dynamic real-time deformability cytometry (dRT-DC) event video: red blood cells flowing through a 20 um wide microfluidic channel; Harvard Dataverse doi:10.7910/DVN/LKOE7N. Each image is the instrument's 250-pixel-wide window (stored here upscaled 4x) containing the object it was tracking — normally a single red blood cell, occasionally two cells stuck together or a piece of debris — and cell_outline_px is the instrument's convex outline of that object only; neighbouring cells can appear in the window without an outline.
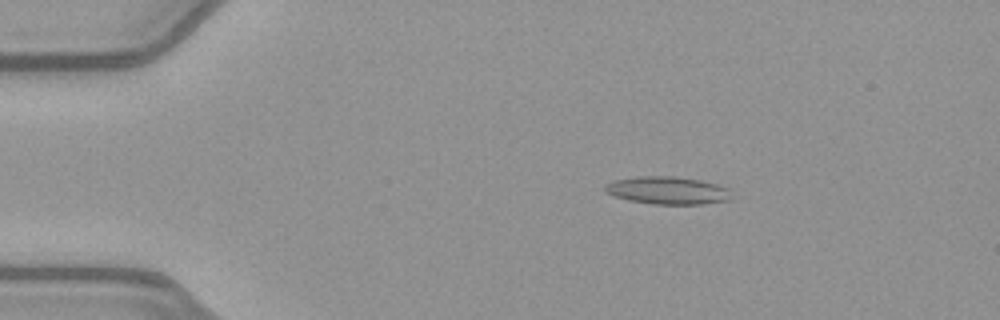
{"species": "common noctule bat (a hibernating species)", "species_latin": "Nyctalus noctula", "temperature_condition": "warm", "stored_images_in_passage": 46, "camera_frame_rate_fps": 3000, "um_per_image_px": 0.085, "animal": {"sex": "female", "body_mass_g": 21.9}, "frame": {"image": 1, "passage_image": 3, "time_ms": 0.667, "image_size_px": [1000, 320], "cell_outline_px": [[732, 200], [704, 204], [652, 204], [628, 200], [604, 192], [604, 184], [612, 180], [636, 176], [676, 176], [700, 180], [716, 184], [728, 188]], "centroid_in_image_um": [56.72, 16.18], "position_along_channel_um": 28.3, "area_um2": 20.63}}
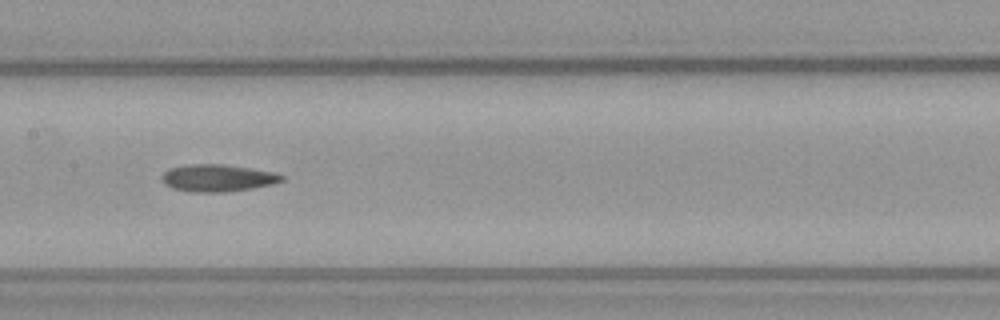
{"frame": {"image": 2, "passage_image": 20, "time_ms": 6.333, "image_size_px": [1000, 320], "cell_outline_px": [[284, 180], [272, 184], [252, 188], [224, 192], [192, 192], [172, 188], [164, 184], [160, 176], [168, 168], [188, 164], [224, 164], [272, 172], [284, 176]], "centroid_in_image_um": [18.44, 15.13], "position_along_channel_um": 189.0, "area_um2": 18.96}}
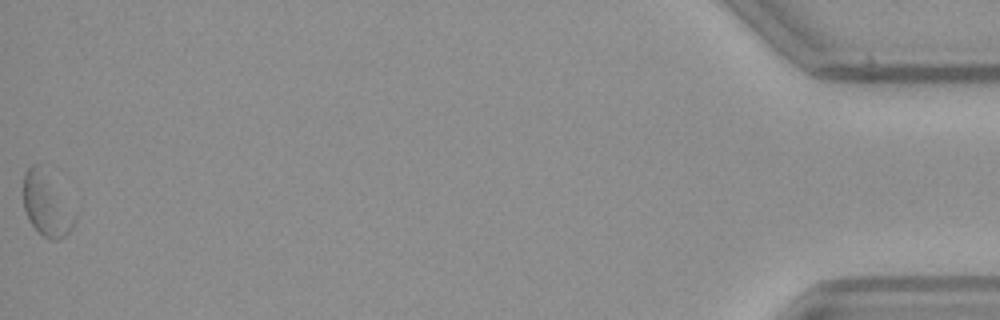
{"frame": {"image": 3, "passage_image": 46, "time_ms": 15.0, "image_size_px": [1000, 320], "cell_outline_px": [[80, 208], [72, 228], [64, 236], [56, 240], [52, 240], [44, 236], [32, 224], [24, 208], [24, 172], [32, 164], [36, 164]], "centroid_in_image_um": [4.07, 17.39], "position_along_channel_um": 431.1, "area_um2": 19.31}}